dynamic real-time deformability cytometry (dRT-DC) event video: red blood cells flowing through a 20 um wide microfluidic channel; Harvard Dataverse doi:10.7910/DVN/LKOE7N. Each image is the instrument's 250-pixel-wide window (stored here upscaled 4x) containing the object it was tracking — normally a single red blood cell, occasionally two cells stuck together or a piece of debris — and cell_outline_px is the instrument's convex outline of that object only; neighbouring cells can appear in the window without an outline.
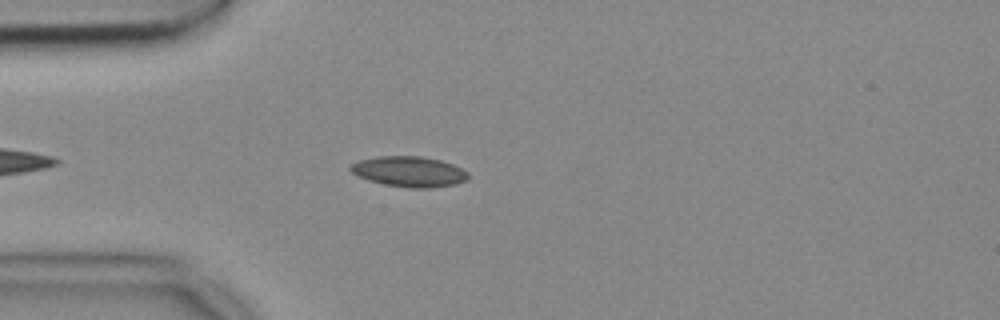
{"species": "common noctule bat (a hibernating species)", "species_latin": "Nyctalus noctula", "temperature_condition": "cold", "stored_images_in_passage": 39, "camera_frame_rate_fps": 3000, "um_per_image_px": 0.085, "animal": {"sex": "female", "body_mass_g": 18.4}, "frame": {"image": 1, "passage_image": 6, "time_ms": 1.667, "image_size_px": [1000, 320], "cell_outline_px": [[468, 180], [456, 184], [432, 188], [408, 188], [384, 184], [368, 180], [352, 172], [348, 168], [352, 164], [360, 160], [380, 156], [420, 156], [440, 160], [452, 164], [468, 172]], "centroid_in_image_um": [34.8, 14.59], "position_along_channel_um": 50.2, "area_um2": 20.81}}
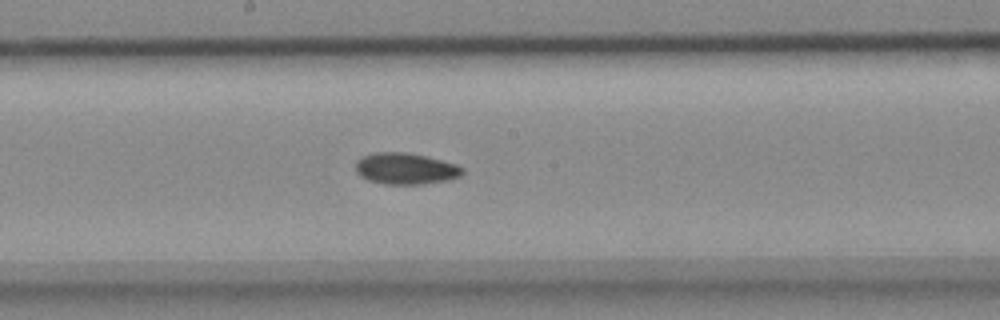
{"frame": {"image": 2, "passage_image": 20, "time_ms": 6.333, "image_size_px": [1000, 320], "cell_outline_px": [[464, 172], [460, 176], [448, 180], [424, 184], [384, 184], [368, 180], [360, 176], [356, 172], [356, 160], [364, 156], [376, 152], [404, 152], [424, 156], [456, 164], [464, 168]], "centroid_in_image_um": [34.47, 14.34], "position_along_channel_um": 213.7, "area_um2": 19.48}}
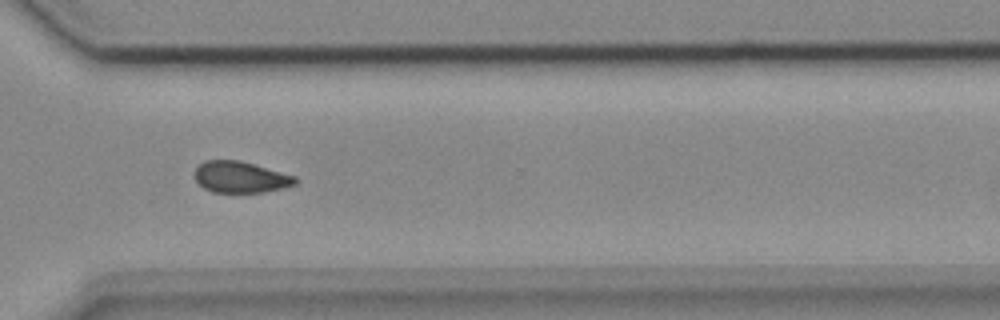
{"frame": {"image": 3, "passage_image": 31, "time_ms": 10.0, "image_size_px": [1000, 320], "cell_outline_px": [[300, 180], [296, 184], [284, 188], [264, 192], [212, 192], [204, 188], [196, 180], [196, 168], [204, 160], [240, 160], [296, 176]], "centroid_in_image_um": [20.49, 15.05], "position_along_channel_um": 350.1, "area_um2": 18.38}}